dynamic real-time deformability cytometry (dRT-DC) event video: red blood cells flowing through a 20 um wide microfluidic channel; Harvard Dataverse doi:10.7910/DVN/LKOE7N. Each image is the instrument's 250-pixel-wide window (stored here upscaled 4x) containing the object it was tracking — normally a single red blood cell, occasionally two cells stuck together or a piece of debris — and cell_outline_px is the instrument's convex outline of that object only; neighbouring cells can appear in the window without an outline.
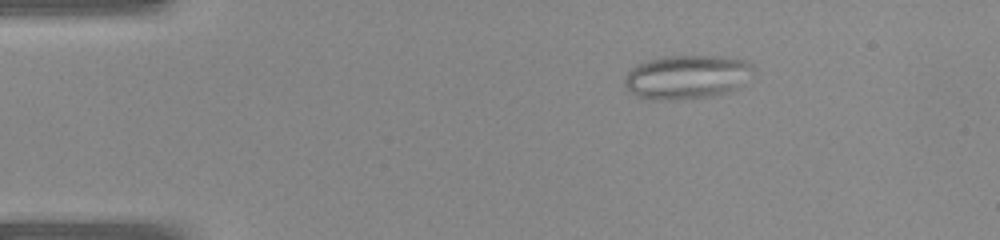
{"species": "common noctule bat (a hibernating species)", "species_latin": "Nyctalus noctula", "temperature_condition": "warm", "stored_images_in_passage": 41, "camera_frame_rate_fps": 3000, "um_per_image_px": 0.085, "animal": {"sex": "female", "body_mass_g": 22.0, "forearm_length_mm": 56.7}, "frame": {"image": 1, "passage_image": 7, "time_ms": 2.0, "image_size_px": [1000, 240], "cell_outline_px": [[756, 72], [736, 88], [728, 92], [712, 96], [672, 100], [668, 100], [636, 96], [624, 84], [624, 76], [636, 64], [648, 60], [664, 56], [720, 56], [748, 60], [756, 68]], "centroid_in_image_um": [58.43, 6.52], "position_along_channel_um": 26.6, "area_um2": 33.06}}
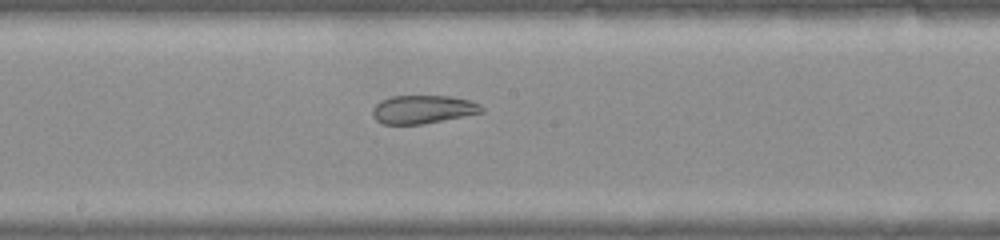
{"frame": {"image": 2, "passage_image": 22, "time_ms": 7.0, "image_size_px": [1000, 240], "cell_outline_px": [[484, 112], [464, 116], [420, 124], [384, 124], [376, 120], [372, 116], [372, 108], [380, 100], [392, 96], [452, 96], [468, 100], [480, 104], [484, 108]], "centroid_in_image_um": [35.93, 9.29], "position_along_channel_um": 212.3, "area_um2": 17.98}}
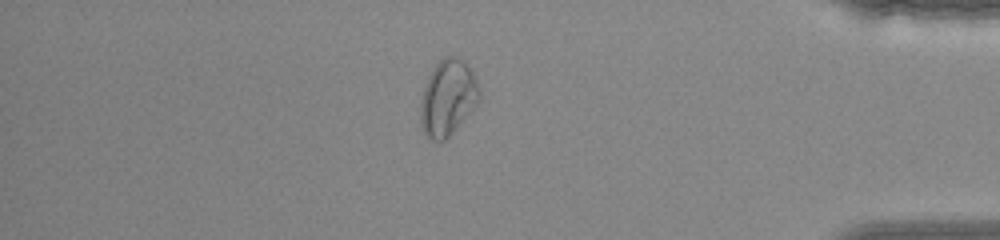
{"frame": {"image": 3, "passage_image": 35, "time_ms": 11.333, "image_size_px": [1000, 240], "cell_outline_px": [[480, 96], [476, 104], [460, 124], [444, 140], [428, 140], [420, 124], [420, 104], [424, 88], [428, 76], [432, 68], [444, 56], [456, 56], [464, 60], [472, 72], [480, 88]], "centroid_in_image_um": [38.04, 8.29], "position_along_channel_um": 397.2, "area_um2": 25.89}}